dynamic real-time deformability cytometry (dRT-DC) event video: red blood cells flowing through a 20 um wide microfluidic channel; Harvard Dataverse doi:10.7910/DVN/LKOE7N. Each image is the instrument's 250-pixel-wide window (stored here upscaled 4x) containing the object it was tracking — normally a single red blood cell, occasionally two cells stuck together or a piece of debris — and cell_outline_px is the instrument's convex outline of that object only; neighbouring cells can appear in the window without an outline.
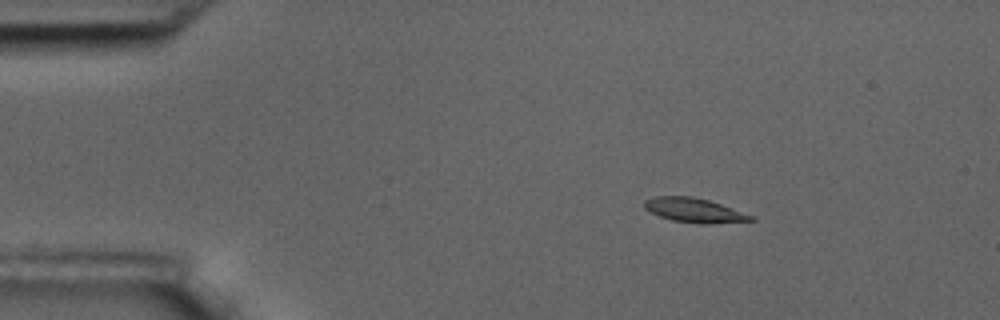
{"species": "common noctule bat (a hibernating species)", "species_latin": "Nyctalus noctula", "temperature_condition": "room temperature", "stored_images_in_passage": 4, "camera_frame_rate_fps": 3000, "um_per_image_px": 0.085, "animal": {"sex": "male", "body_mass_g": 17.5, "forearm_length_mm": 52.3}, "frame": {"image": 1, "passage_image": 1, "time_ms": 0.0, "image_size_px": [1000, 320], "cell_outline_px": [[756, 220], [708, 224], [700, 224], [672, 220], [660, 216], [644, 208], [644, 200], [656, 196], [692, 196], [708, 200], [756, 216]], "centroid_in_image_um": [59.04, 17.87], "position_along_channel_um": 26.0, "area_um2": 15.09}}
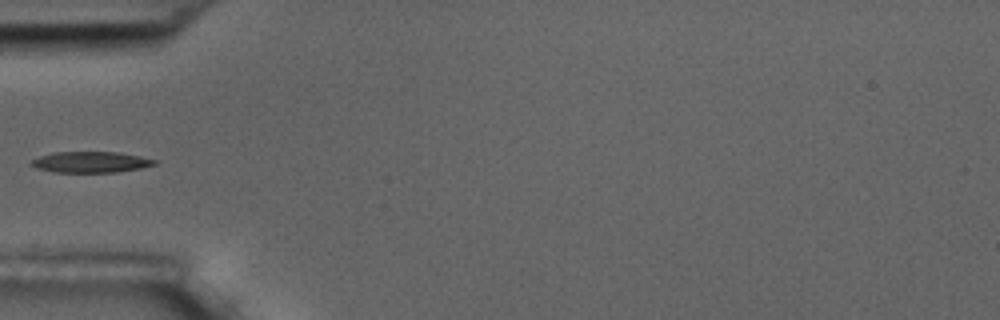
{"frame": {"image": 2, "passage_image": 4, "time_ms": 3.333, "image_size_px": [1000, 320], "cell_outline_px": [[156, 164], [140, 168], [116, 172], [56, 172], [36, 168], [28, 164], [32, 160], [40, 156], [52, 152], [120, 152], [140, 156], [156, 160]], "centroid_in_image_um": [7.69, 13.77], "position_along_channel_um": 77.3, "area_um2": 15.03}}